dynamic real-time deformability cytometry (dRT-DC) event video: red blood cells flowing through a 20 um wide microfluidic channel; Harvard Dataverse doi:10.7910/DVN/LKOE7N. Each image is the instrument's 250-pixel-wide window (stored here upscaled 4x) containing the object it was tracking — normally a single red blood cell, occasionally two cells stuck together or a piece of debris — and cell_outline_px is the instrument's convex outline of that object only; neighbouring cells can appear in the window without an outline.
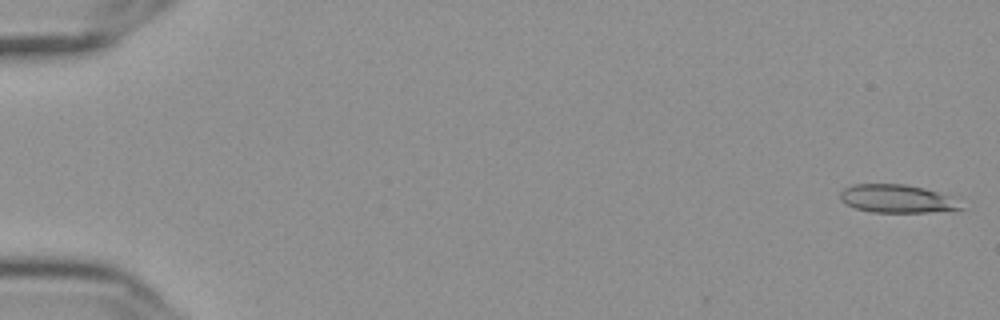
{"species": "Egyptian fruit bat (a non-hibernating species)", "species_latin": "Rousettus aegyptiacus", "temperature_condition": "cold", "stored_images_in_passage": 57, "camera_frame_rate_fps": 3000, "um_per_image_px": 0.085, "frame": {"image": 1, "passage_image": 2, "time_ms": 0.333, "image_size_px": [1000, 320], "cell_outline_px": [[968, 208], [928, 212], [872, 212], [856, 208], [844, 204], [840, 200], [840, 192], [844, 188], [856, 184], [904, 184], [924, 188], [948, 196]], "centroid_in_image_um": [76.2, 16.89], "position_along_channel_um": 8.8, "area_um2": 19.65}}
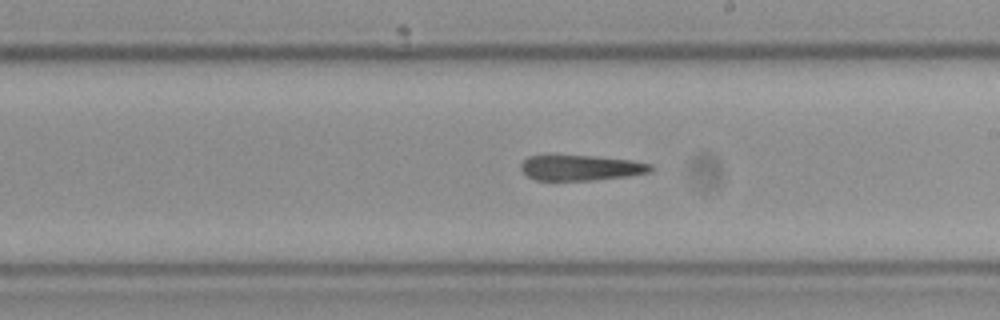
{"frame": {"image": 2, "passage_image": 34, "time_ms": 11.0, "image_size_px": [1000, 320], "cell_outline_px": [[656, 168], [652, 172], [628, 176], [596, 180], [536, 180], [528, 176], [520, 168], [520, 164], [528, 156], [596, 156], [632, 160], [652, 164]], "centroid_in_image_um": [49.45, 14.26], "position_along_channel_um": 239.5, "area_um2": 19.31}}
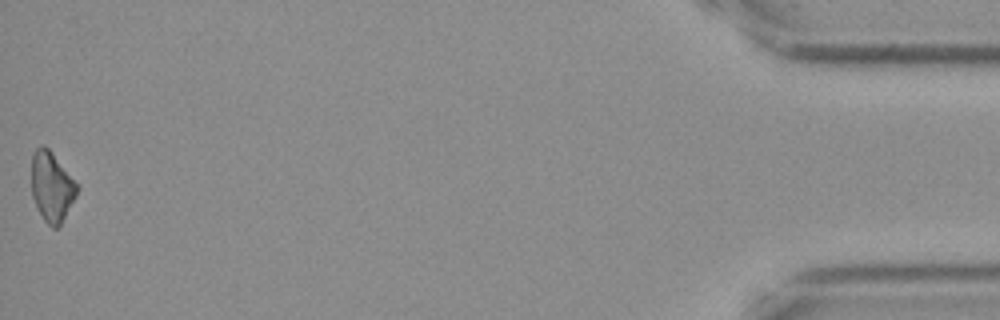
{"frame": {"image": 3, "passage_image": 57, "time_ms": 18.667, "image_size_px": [1000, 320], "cell_outline_px": [[80, 188], [76, 196], [60, 224], [56, 228], [52, 228], [44, 220], [36, 208], [32, 196], [32, 152], [40, 144], [44, 144], [52, 152], [80, 184]], "centroid_in_image_um": [4.41, 15.83], "position_along_channel_um": 430.8, "area_um2": 18.84}, "authors_computed_cell_mechanics": {"area_um2": 20.1722, "velocity_mm_per_s": 3.6513, "shape_relaxation_time_tau1_ms": 8.5854, "shape_relaxation_time_tau2_ms": 6.4471, "deformation_change_tau1": 0.132, "deformation_change_tau2": 0.1873}}